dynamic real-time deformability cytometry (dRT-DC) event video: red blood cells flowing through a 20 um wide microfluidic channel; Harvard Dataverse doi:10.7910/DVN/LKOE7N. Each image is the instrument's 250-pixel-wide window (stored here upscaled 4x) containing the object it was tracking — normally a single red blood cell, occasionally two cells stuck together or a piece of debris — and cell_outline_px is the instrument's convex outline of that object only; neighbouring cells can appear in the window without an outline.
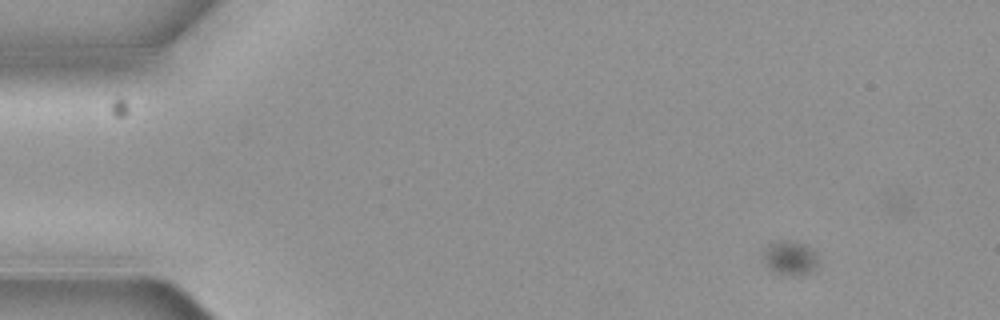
{"species": "common noctule bat (a hibernating species)", "species_latin": "Nyctalus noctula", "temperature_condition": "cold", "stored_images_in_passage": 5, "camera_frame_rate_fps": 3000, "um_per_image_px": 0.085, "animal": {"sex": "female", "body_mass_g": 19.3, "forearm_length_mm": 54.1}, "frame": {"image": 1, "passage_image": 2, "time_ms": 0.333, "image_size_px": [1000, 320], "cell_outline_px": [[816, 264], [808, 272], [776, 272], [764, 264], [764, 248], [780, 240], [788, 240], [804, 244], [812, 248], [816, 252]], "centroid_in_image_um": [67.12, 21.84], "position_along_channel_um": 17.9, "area_um2": 10.12}}